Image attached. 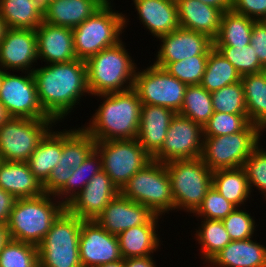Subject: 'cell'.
I'll return each instance as SVG.
<instances>
[{
	"instance_id": "36",
	"label": "cell",
	"mask_w": 266,
	"mask_h": 267,
	"mask_svg": "<svg viewBox=\"0 0 266 267\" xmlns=\"http://www.w3.org/2000/svg\"><path fill=\"white\" fill-rule=\"evenodd\" d=\"M201 227L196 229V240L201 250V258L208 263L215 255H217L230 242L228 232L226 231L221 220L201 219Z\"/></svg>"
},
{
	"instance_id": "5",
	"label": "cell",
	"mask_w": 266,
	"mask_h": 267,
	"mask_svg": "<svg viewBox=\"0 0 266 267\" xmlns=\"http://www.w3.org/2000/svg\"><path fill=\"white\" fill-rule=\"evenodd\" d=\"M111 1H106L96 12L73 31L74 51L77 59L86 61L101 50L118 44L127 26L126 14L112 9Z\"/></svg>"
},
{
	"instance_id": "51",
	"label": "cell",
	"mask_w": 266,
	"mask_h": 267,
	"mask_svg": "<svg viewBox=\"0 0 266 267\" xmlns=\"http://www.w3.org/2000/svg\"><path fill=\"white\" fill-rule=\"evenodd\" d=\"M207 5L220 9L222 12L231 10V0H199Z\"/></svg>"
},
{
	"instance_id": "7",
	"label": "cell",
	"mask_w": 266,
	"mask_h": 267,
	"mask_svg": "<svg viewBox=\"0 0 266 267\" xmlns=\"http://www.w3.org/2000/svg\"><path fill=\"white\" fill-rule=\"evenodd\" d=\"M82 219L66 209L53 222L38 247L42 267H82L79 255V235Z\"/></svg>"
},
{
	"instance_id": "40",
	"label": "cell",
	"mask_w": 266,
	"mask_h": 267,
	"mask_svg": "<svg viewBox=\"0 0 266 267\" xmlns=\"http://www.w3.org/2000/svg\"><path fill=\"white\" fill-rule=\"evenodd\" d=\"M211 99L214 112L247 114L242 81L211 92Z\"/></svg>"
},
{
	"instance_id": "25",
	"label": "cell",
	"mask_w": 266,
	"mask_h": 267,
	"mask_svg": "<svg viewBox=\"0 0 266 267\" xmlns=\"http://www.w3.org/2000/svg\"><path fill=\"white\" fill-rule=\"evenodd\" d=\"M110 0H53L43 12V21L74 29Z\"/></svg>"
},
{
	"instance_id": "39",
	"label": "cell",
	"mask_w": 266,
	"mask_h": 267,
	"mask_svg": "<svg viewBox=\"0 0 266 267\" xmlns=\"http://www.w3.org/2000/svg\"><path fill=\"white\" fill-rule=\"evenodd\" d=\"M38 247L10 239L0 252V267H36Z\"/></svg>"
},
{
	"instance_id": "10",
	"label": "cell",
	"mask_w": 266,
	"mask_h": 267,
	"mask_svg": "<svg viewBox=\"0 0 266 267\" xmlns=\"http://www.w3.org/2000/svg\"><path fill=\"white\" fill-rule=\"evenodd\" d=\"M95 149L101 156L103 171L120 191L139 170L152 161V157L136 138L96 141Z\"/></svg>"
},
{
	"instance_id": "13",
	"label": "cell",
	"mask_w": 266,
	"mask_h": 267,
	"mask_svg": "<svg viewBox=\"0 0 266 267\" xmlns=\"http://www.w3.org/2000/svg\"><path fill=\"white\" fill-rule=\"evenodd\" d=\"M202 146L203 128L176 113L169 124L163 146L152 160L166 164L175 160L200 158Z\"/></svg>"
},
{
	"instance_id": "20",
	"label": "cell",
	"mask_w": 266,
	"mask_h": 267,
	"mask_svg": "<svg viewBox=\"0 0 266 267\" xmlns=\"http://www.w3.org/2000/svg\"><path fill=\"white\" fill-rule=\"evenodd\" d=\"M36 37L38 59L46 64L67 63L77 59L72 29L43 21L36 29Z\"/></svg>"
},
{
	"instance_id": "19",
	"label": "cell",
	"mask_w": 266,
	"mask_h": 267,
	"mask_svg": "<svg viewBox=\"0 0 266 267\" xmlns=\"http://www.w3.org/2000/svg\"><path fill=\"white\" fill-rule=\"evenodd\" d=\"M158 39L162 43L154 62H176L195 55H209L213 48V40L207 35L181 27Z\"/></svg>"
},
{
	"instance_id": "15",
	"label": "cell",
	"mask_w": 266,
	"mask_h": 267,
	"mask_svg": "<svg viewBox=\"0 0 266 267\" xmlns=\"http://www.w3.org/2000/svg\"><path fill=\"white\" fill-rule=\"evenodd\" d=\"M79 255L82 267H97L123 259L118 237L95 220H82Z\"/></svg>"
},
{
	"instance_id": "1",
	"label": "cell",
	"mask_w": 266,
	"mask_h": 267,
	"mask_svg": "<svg viewBox=\"0 0 266 267\" xmlns=\"http://www.w3.org/2000/svg\"><path fill=\"white\" fill-rule=\"evenodd\" d=\"M32 73L39 103L56 123L71 113L82 96L90 95L86 63L83 60L47 64L45 67L34 69Z\"/></svg>"
},
{
	"instance_id": "54",
	"label": "cell",
	"mask_w": 266,
	"mask_h": 267,
	"mask_svg": "<svg viewBox=\"0 0 266 267\" xmlns=\"http://www.w3.org/2000/svg\"><path fill=\"white\" fill-rule=\"evenodd\" d=\"M41 11H45L53 0H34Z\"/></svg>"
},
{
	"instance_id": "41",
	"label": "cell",
	"mask_w": 266,
	"mask_h": 267,
	"mask_svg": "<svg viewBox=\"0 0 266 267\" xmlns=\"http://www.w3.org/2000/svg\"><path fill=\"white\" fill-rule=\"evenodd\" d=\"M217 49L241 75L263 72L264 66L259 62L255 49L251 45L213 46Z\"/></svg>"
},
{
	"instance_id": "55",
	"label": "cell",
	"mask_w": 266,
	"mask_h": 267,
	"mask_svg": "<svg viewBox=\"0 0 266 267\" xmlns=\"http://www.w3.org/2000/svg\"><path fill=\"white\" fill-rule=\"evenodd\" d=\"M97 267H124V259L107 264H102Z\"/></svg>"
},
{
	"instance_id": "6",
	"label": "cell",
	"mask_w": 266,
	"mask_h": 267,
	"mask_svg": "<svg viewBox=\"0 0 266 267\" xmlns=\"http://www.w3.org/2000/svg\"><path fill=\"white\" fill-rule=\"evenodd\" d=\"M170 178L175 209L194 213L212 187V170L201 158L165 164Z\"/></svg>"
},
{
	"instance_id": "17",
	"label": "cell",
	"mask_w": 266,
	"mask_h": 267,
	"mask_svg": "<svg viewBox=\"0 0 266 267\" xmlns=\"http://www.w3.org/2000/svg\"><path fill=\"white\" fill-rule=\"evenodd\" d=\"M119 193L120 190L102 170L65 207L69 213L82 220H96Z\"/></svg>"
},
{
	"instance_id": "14",
	"label": "cell",
	"mask_w": 266,
	"mask_h": 267,
	"mask_svg": "<svg viewBox=\"0 0 266 267\" xmlns=\"http://www.w3.org/2000/svg\"><path fill=\"white\" fill-rule=\"evenodd\" d=\"M24 74L18 76L7 71L4 73L0 102L11 117L52 119L39 103L33 73L25 72Z\"/></svg>"
},
{
	"instance_id": "34",
	"label": "cell",
	"mask_w": 266,
	"mask_h": 267,
	"mask_svg": "<svg viewBox=\"0 0 266 267\" xmlns=\"http://www.w3.org/2000/svg\"><path fill=\"white\" fill-rule=\"evenodd\" d=\"M241 81L235 67L214 47L210 50L206 70L200 85L208 92Z\"/></svg>"
},
{
	"instance_id": "47",
	"label": "cell",
	"mask_w": 266,
	"mask_h": 267,
	"mask_svg": "<svg viewBox=\"0 0 266 267\" xmlns=\"http://www.w3.org/2000/svg\"><path fill=\"white\" fill-rule=\"evenodd\" d=\"M74 174L70 166L56 165L47 181L43 184L45 194L55 195Z\"/></svg>"
},
{
	"instance_id": "2",
	"label": "cell",
	"mask_w": 266,
	"mask_h": 267,
	"mask_svg": "<svg viewBox=\"0 0 266 267\" xmlns=\"http://www.w3.org/2000/svg\"><path fill=\"white\" fill-rule=\"evenodd\" d=\"M102 98L88 125L82 126L96 141L137 138L141 100L132 88L123 92L95 95Z\"/></svg>"
},
{
	"instance_id": "8",
	"label": "cell",
	"mask_w": 266,
	"mask_h": 267,
	"mask_svg": "<svg viewBox=\"0 0 266 267\" xmlns=\"http://www.w3.org/2000/svg\"><path fill=\"white\" fill-rule=\"evenodd\" d=\"M263 132L249 123L233 134L203 137L201 159L212 171L243 167L252 151L260 144Z\"/></svg>"
},
{
	"instance_id": "4",
	"label": "cell",
	"mask_w": 266,
	"mask_h": 267,
	"mask_svg": "<svg viewBox=\"0 0 266 267\" xmlns=\"http://www.w3.org/2000/svg\"><path fill=\"white\" fill-rule=\"evenodd\" d=\"M87 87L92 96L133 88L137 64L124 42L103 49L85 61Z\"/></svg>"
},
{
	"instance_id": "37",
	"label": "cell",
	"mask_w": 266,
	"mask_h": 267,
	"mask_svg": "<svg viewBox=\"0 0 266 267\" xmlns=\"http://www.w3.org/2000/svg\"><path fill=\"white\" fill-rule=\"evenodd\" d=\"M213 112L211 93L200 84L188 85L182 107L178 113L203 128Z\"/></svg>"
},
{
	"instance_id": "30",
	"label": "cell",
	"mask_w": 266,
	"mask_h": 267,
	"mask_svg": "<svg viewBox=\"0 0 266 267\" xmlns=\"http://www.w3.org/2000/svg\"><path fill=\"white\" fill-rule=\"evenodd\" d=\"M246 110L250 123L266 131V74L263 72L241 76Z\"/></svg>"
},
{
	"instance_id": "44",
	"label": "cell",
	"mask_w": 266,
	"mask_h": 267,
	"mask_svg": "<svg viewBox=\"0 0 266 267\" xmlns=\"http://www.w3.org/2000/svg\"><path fill=\"white\" fill-rule=\"evenodd\" d=\"M243 168L249 182V188L256 187L266 200V150L260 144L244 162Z\"/></svg>"
},
{
	"instance_id": "50",
	"label": "cell",
	"mask_w": 266,
	"mask_h": 267,
	"mask_svg": "<svg viewBox=\"0 0 266 267\" xmlns=\"http://www.w3.org/2000/svg\"><path fill=\"white\" fill-rule=\"evenodd\" d=\"M152 256L131 257L124 259V267H157Z\"/></svg>"
},
{
	"instance_id": "57",
	"label": "cell",
	"mask_w": 266,
	"mask_h": 267,
	"mask_svg": "<svg viewBox=\"0 0 266 267\" xmlns=\"http://www.w3.org/2000/svg\"><path fill=\"white\" fill-rule=\"evenodd\" d=\"M6 71L3 70L1 67H0V89H1V86H2V82H3V77H4V73Z\"/></svg>"
},
{
	"instance_id": "11",
	"label": "cell",
	"mask_w": 266,
	"mask_h": 267,
	"mask_svg": "<svg viewBox=\"0 0 266 267\" xmlns=\"http://www.w3.org/2000/svg\"><path fill=\"white\" fill-rule=\"evenodd\" d=\"M56 125L53 119L11 117L0 126L2 161L27 162L40 140Z\"/></svg>"
},
{
	"instance_id": "42",
	"label": "cell",
	"mask_w": 266,
	"mask_h": 267,
	"mask_svg": "<svg viewBox=\"0 0 266 267\" xmlns=\"http://www.w3.org/2000/svg\"><path fill=\"white\" fill-rule=\"evenodd\" d=\"M247 114L213 112L203 126V137H216L242 131L248 124Z\"/></svg>"
},
{
	"instance_id": "56",
	"label": "cell",
	"mask_w": 266,
	"mask_h": 267,
	"mask_svg": "<svg viewBox=\"0 0 266 267\" xmlns=\"http://www.w3.org/2000/svg\"><path fill=\"white\" fill-rule=\"evenodd\" d=\"M7 29L8 27L6 26L4 20L2 19L0 15V42L3 40Z\"/></svg>"
},
{
	"instance_id": "26",
	"label": "cell",
	"mask_w": 266,
	"mask_h": 267,
	"mask_svg": "<svg viewBox=\"0 0 266 267\" xmlns=\"http://www.w3.org/2000/svg\"><path fill=\"white\" fill-rule=\"evenodd\" d=\"M208 263L209 267H266V246L252 238L231 241Z\"/></svg>"
},
{
	"instance_id": "33",
	"label": "cell",
	"mask_w": 266,
	"mask_h": 267,
	"mask_svg": "<svg viewBox=\"0 0 266 267\" xmlns=\"http://www.w3.org/2000/svg\"><path fill=\"white\" fill-rule=\"evenodd\" d=\"M64 130L62 131V153L57 165L76 169L95 149L96 140L83 127Z\"/></svg>"
},
{
	"instance_id": "48",
	"label": "cell",
	"mask_w": 266,
	"mask_h": 267,
	"mask_svg": "<svg viewBox=\"0 0 266 267\" xmlns=\"http://www.w3.org/2000/svg\"><path fill=\"white\" fill-rule=\"evenodd\" d=\"M250 45L255 49L259 62L266 67V22L264 20L254 22Z\"/></svg>"
},
{
	"instance_id": "52",
	"label": "cell",
	"mask_w": 266,
	"mask_h": 267,
	"mask_svg": "<svg viewBox=\"0 0 266 267\" xmlns=\"http://www.w3.org/2000/svg\"><path fill=\"white\" fill-rule=\"evenodd\" d=\"M10 240L6 224L0 223V252L5 244Z\"/></svg>"
},
{
	"instance_id": "45",
	"label": "cell",
	"mask_w": 266,
	"mask_h": 267,
	"mask_svg": "<svg viewBox=\"0 0 266 267\" xmlns=\"http://www.w3.org/2000/svg\"><path fill=\"white\" fill-rule=\"evenodd\" d=\"M254 216H251L246 210L234 209L222 223L229 234L231 241L250 239L254 235L256 226Z\"/></svg>"
},
{
	"instance_id": "46",
	"label": "cell",
	"mask_w": 266,
	"mask_h": 267,
	"mask_svg": "<svg viewBox=\"0 0 266 267\" xmlns=\"http://www.w3.org/2000/svg\"><path fill=\"white\" fill-rule=\"evenodd\" d=\"M231 10L256 21L266 19V0H231Z\"/></svg>"
},
{
	"instance_id": "18",
	"label": "cell",
	"mask_w": 266,
	"mask_h": 267,
	"mask_svg": "<svg viewBox=\"0 0 266 267\" xmlns=\"http://www.w3.org/2000/svg\"><path fill=\"white\" fill-rule=\"evenodd\" d=\"M37 60L36 30L8 28L0 42V67L5 71L33 72Z\"/></svg>"
},
{
	"instance_id": "38",
	"label": "cell",
	"mask_w": 266,
	"mask_h": 267,
	"mask_svg": "<svg viewBox=\"0 0 266 267\" xmlns=\"http://www.w3.org/2000/svg\"><path fill=\"white\" fill-rule=\"evenodd\" d=\"M208 55H195L176 62H153L187 85L200 84L206 70Z\"/></svg>"
},
{
	"instance_id": "9",
	"label": "cell",
	"mask_w": 266,
	"mask_h": 267,
	"mask_svg": "<svg viewBox=\"0 0 266 267\" xmlns=\"http://www.w3.org/2000/svg\"><path fill=\"white\" fill-rule=\"evenodd\" d=\"M120 193L149 207L159 216L174 210L170 178L166 165L161 162L152 160L148 163L128 181Z\"/></svg>"
},
{
	"instance_id": "53",
	"label": "cell",
	"mask_w": 266,
	"mask_h": 267,
	"mask_svg": "<svg viewBox=\"0 0 266 267\" xmlns=\"http://www.w3.org/2000/svg\"><path fill=\"white\" fill-rule=\"evenodd\" d=\"M11 118L4 105L0 102V126Z\"/></svg>"
},
{
	"instance_id": "35",
	"label": "cell",
	"mask_w": 266,
	"mask_h": 267,
	"mask_svg": "<svg viewBox=\"0 0 266 267\" xmlns=\"http://www.w3.org/2000/svg\"><path fill=\"white\" fill-rule=\"evenodd\" d=\"M102 159L94 149L68 179L66 184L54 195L66 205L70 202L98 172L102 171ZM64 197V198H63Z\"/></svg>"
},
{
	"instance_id": "22",
	"label": "cell",
	"mask_w": 266,
	"mask_h": 267,
	"mask_svg": "<svg viewBox=\"0 0 266 267\" xmlns=\"http://www.w3.org/2000/svg\"><path fill=\"white\" fill-rule=\"evenodd\" d=\"M133 3L140 22L155 38L180 27L175 0H133Z\"/></svg>"
},
{
	"instance_id": "28",
	"label": "cell",
	"mask_w": 266,
	"mask_h": 267,
	"mask_svg": "<svg viewBox=\"0 0 266 267\" xmlns=\"http://www.w3.org/2000/svg\"><path fill=\"white\" fill-rule=\"evenodd\" d=\"M157 224H143L129 228L117 237L123 259L152 256L160 247Z\"/></svg>"
},
{
	"instance_id": "16",
	"label": "cell",
	"mask_w": 266,
	"mask_h": 267,
	"mask_svg": "<svg viewBox=\"0 0 266 267\" xmlns=\"http://www.w3.org/2000/svg\"><path fill=\"white\" fill-rule=\"evenodd\" d=\"M162 218L149 207L132 201L119 193L95 220L110 234L118 236L124 230L143 224H158Z\"/></svg>"
},
{
	"instance_id": "12",
	"label": "cell",
	"mask_w": 266,
	"mask_h": 267,
	"mask_svg": "<svg viewBox=\"0 0 266 267\" xmlns=\"http://www.w3.org/2000/svg\"><path fill=\"white\" fill-rule=\"evenodd\" d=\"M187 86L165 69L151 64L146 69L136 71L133 89L137 92L141 104L167 107L178 113Z\"/></svg>"
},
{
	"instance_id": "49",
	"label": "cell",
	"mask_w": 266,
	"mask_h": 267,
	"mask_svg": "<svg viewBox=\"0 0 266 267\" xmlns=\"http://www.w3.org/2000/svg\"><path fill=\"white\" fill-rule=\"evenodd\" d=\"M16 198L0 188V223L7 224Z\"/></svg>"
},
{
	"instance_id": "43",
	"label": "cell",
	"mask_w": 266,
	"mask_h": 267,
	"mask_svg": "<svg viewBox=\"0 0 266 267\" xmlns=\"http://www.w3.org/2000/svg\"><path fill=\"white\" fill-rule=\"evenodd\" d=\"M237 207L227 201L213 186L207 191L201 205L193 213L201 219L222 220Z\"/></svg>"
},
{
	"instance_id": "21",
	"label": "cell",
	"mask_w": 266,
	"mask_h": 267,
	"mask_svg": "<svg viewBox=\"0 0 266 267\" xmlns=\"http://www.w3.org/2000/svg\"><path fill=\"white\" fill-rule=\"evenodd\" d=\"M176 113L167 107L142 104L137 141L153 157L163 146L171 119Z\"/></svg>"
},
{
	"instance_id": "29",
	"label": "cell",
	"mask_w": 266,
	"mask_h": 267,
	"mask_svg": "<svg viewBox=\"0 0 266 267\" xmlns=\"http://www.w3.org/2000/svg\"><path fill=\"white\" fill-rule=\"evenodd\" d=\"M212 186L227 201L239 208L252 196L243 167L213 171Z\"/></svg>"
},
{
	"instance_id": "23",
	"label": "cell",
	"mask_w": 266,
	"mask_h": 267,
	"mask_svg": "<svg viewBox=\"0 0 266 267\" xmlns=\"http://www.w3.org/2000/svg\"><path fill=\"white\" fill-rule=\"evenodd\" d=\"M181 28L207 35L212 40L218 34L223 12L199 0H175Z\"/></svg>"
},
{
	"instance_id": "24",
	"label": "cell",
	"mask_w": 266,
	"mask_h": 267,
	"mask_svg": "<svg viewBox=\"0 0 266 267\" xmlns=\"http://www.w3.org/2000/svg\"><path fill=\"white\" fill-rule=\"evenodd\" d=\"M0 188L16 199L34 198L44 194L43 185L30 171L27 162L1 161Z\"/></svg>"
},
{
	"instance_id": "31",
	"label": "cell",
	"mask_w": 266,
	"mask_h": 267,
	"mask_svg": "<svg viewBox=\"0 0 266 267\" xmlns=\"http://www.w3.org/2000/svg\"><path fill=\"white\" fill-rule=\"evenodd\" d=\"M0 15L10 29H37L43 11L34 0H0Z\"/></svg>"
},
{
	"instance_id": "3",
	"label": "cell",
	"mask_w": 266,
	"mask_h": 267,
	"mask_svg": "<svg viewBox=\"0 0 266 267\" xmlns=\"http://www.w3.org/2000/svg\"><path fill=\"white\" fill-rule=\"evenodd\" d=\"M65 209L64 203L50 194L16 199L6 224L10 239L38 246Z\"/></svg>"
},
{
	"instance_id": "27",
	"label": "cell",
	"mask_w": 266,
	"mask_h": 267,
	"mask_svg": "<svg viewBox=\"0 0 266 267\" xmlns=\"http://www.w3.org/2000/svg\"><path fill=\"white\" fill-rule=\"evenodd\" d=\"M52 129L40 140L27 161L30 171L42 185L49 178L62 153V131Z\"/></svg>"
},
{
	"instance_id": "32",
	"label": "cell",
	"mask_w": 266,
	"mask_h": 267,
	"mask_svg": "<svg viewBox=\"0 0 266 267\" xmlns=\"http://www.w3.org/2000/svg\"><path fill=\"white\" fill-rule=\"evenodd\" d=\"M255 21L232 10L223 12L218 34L213 40V46L235 47L250 45Z\"/></svg>"
}]
</instances>
